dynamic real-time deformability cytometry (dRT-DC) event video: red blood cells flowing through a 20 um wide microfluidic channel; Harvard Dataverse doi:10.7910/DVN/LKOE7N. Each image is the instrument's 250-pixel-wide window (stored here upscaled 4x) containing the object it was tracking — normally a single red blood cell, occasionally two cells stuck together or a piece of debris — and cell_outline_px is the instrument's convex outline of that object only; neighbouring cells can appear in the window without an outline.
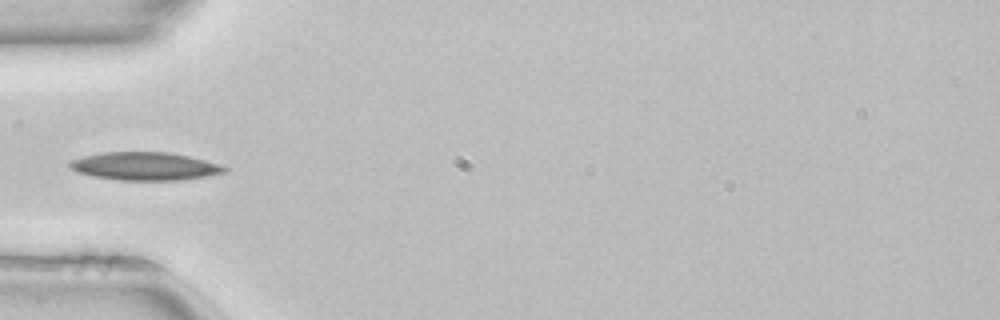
{"species": "common noctule bat (a hibernating species)", "species_latin": "Nyctalus noctula", "temperature_condition": "room temperature", "stored_images_in_passage": 28, "camera_frame_rate_fps": 3000, "um_per_image_px": 0.085, "animal": {"sex": "female", "body_mass_g": 22.7, "forearm_length_mm": 54.2}, "frame": {"image": 1, "passage_image": 1, "time_ms": 0.0, "image_size_px": [1000, 320], "cell_outline_px": [[228, 172], [180, 180], [116, 180], [92, 176], [76, 172], [68, 164], [68, 160], [84, 156], [104, 152], [168, 152], [188, 156], [220, 164], [228, 168]], "centroid_in_image_um": [12.29, 14.13], "position_along_channel_um": 72.7, "area_um2": 25.32}, "authors_computed_cell_mechanics": {"area_um2": 22.7154, "velocity_mm_per_s": 4.0253, "shape_relaxation_time_tau1_ms": null, "shape_relaxation_time_tau2_ms": 11.2403, "deformation_change_tau1": null, "deformation_change_tau2": 0.1925}}